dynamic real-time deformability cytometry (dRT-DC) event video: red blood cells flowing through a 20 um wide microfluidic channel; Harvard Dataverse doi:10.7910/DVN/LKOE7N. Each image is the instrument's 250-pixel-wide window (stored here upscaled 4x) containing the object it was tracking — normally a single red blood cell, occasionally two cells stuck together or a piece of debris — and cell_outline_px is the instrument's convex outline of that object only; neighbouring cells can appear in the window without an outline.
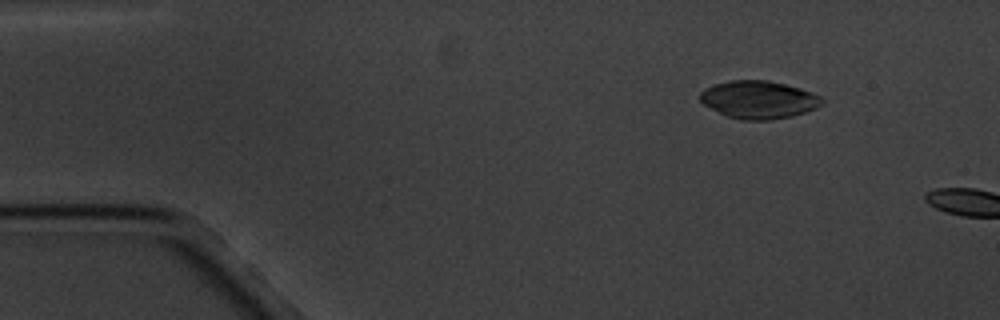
{"species": "common noctule bat (a hibernating species)", "species_latin": "Nyctalus noctula", "temperature_condition": "cold", "stored_images_in_passage": 3, "camera_frame_rate_fps": 3000, "um_per_image_px": 0.085, "animal": {"sex": "male", "body_mass_g": 20.1, "forearm_length_mm": 53.5}, "frame": {"image": 1, "passage_image": 2, "time_ms": 1.0, "image_size_px": [1000, 320], "cell_outline_px": [[824, 104], [816, 108], [792, 116], [768, 120], [740, 120], [728, 116], [704, 104], [700, 100], [700, 92], [704, 88], [716, 84], [732, 80], [768, 80], [800, 88], [812, 92], [820, 96], [824, 100]], "centroid_in_image_um": [64.52, 8.47], "position_along_channel_um": 20.5, "area_um2": 26.7}}